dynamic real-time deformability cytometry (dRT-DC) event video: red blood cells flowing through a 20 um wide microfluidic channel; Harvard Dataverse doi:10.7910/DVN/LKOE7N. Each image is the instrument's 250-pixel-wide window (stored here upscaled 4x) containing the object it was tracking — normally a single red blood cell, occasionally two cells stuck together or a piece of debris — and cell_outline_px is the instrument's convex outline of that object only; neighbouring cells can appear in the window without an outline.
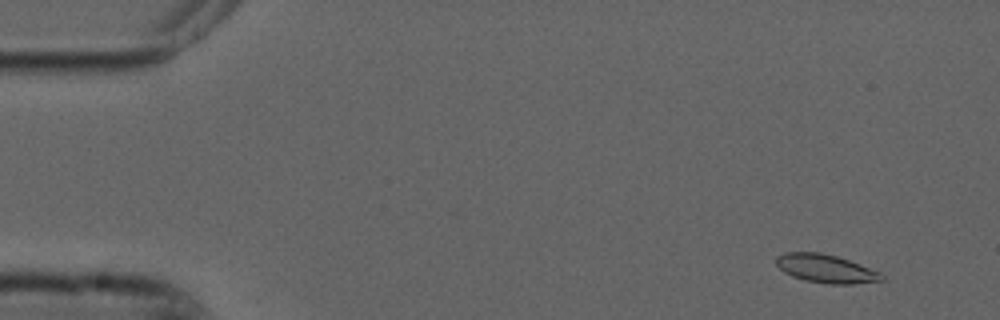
{"species": "common noctule bat (a hibernating species)", "species_latin": "Nyctalus noctula", "temperature_condition": "cold", "stored_images_in_passage": 20, "camera_frame_rate_fps": 3000, "um_per_image_px": 0.085, "animal": {"sex": "male", "forearm_length_mm": 52.5}, "frame": {"image": 1, "passage_image": 4, "time_ms": 1.0, "image_size_px": [1000, 320], "cell_outline_px": [[884, 280], [852, 284], [828, 284], [804, 280], [792, 276], [784, 272], [776, 264], [776, 256], [784, 252], [820, 252], [836, 256], [848, 260], [880, 272], [884, 276]], "centroid_in_image_um": [70.17, 22.83], "position_along_channel_um": 14.8, "area_um2": 17.4}}
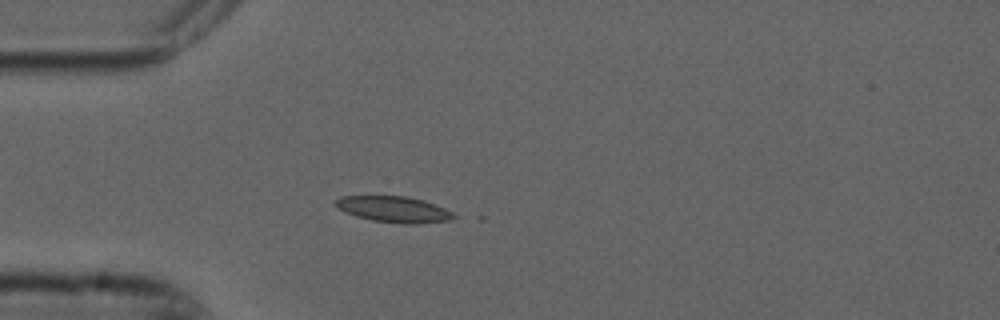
{"frame": {"image": 2, "passage_image": 15, "time_ms": 4.667, "image_size_px": [1000, 320], "cell_outline_px": [[456, 216], [448, 220], [416, 224], [404, 224], [372, 220], [356, 216], [344, 212], [336, 208], [332, 204], [340, 196], [404, 196], [424, 200], [444, 208], [452, 212]], "centroid_in_image_um": [33.41, 17.79], "position_along_channel_um": 51.6, "area_um2": 17.92}}
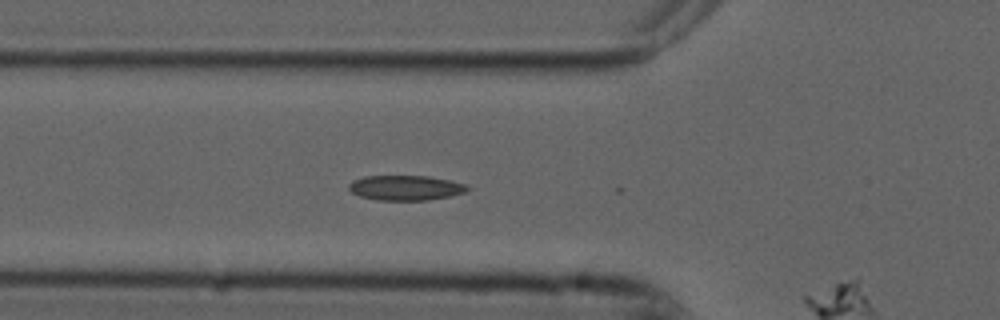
{"frame": {"image": 3, "passage_image": 19, "time_ms": 6.0, "image_size_px": [1000, 320], "cell_outline_px": [[472, 188], [464, 192], [448, 196], [428, 200], [376, 200], [360, 196], [352, 192], [348, 188], [348, 184], [352, 180], [364, 176], [428, 176], [452, 180], [468, 184]], "centroid_in_image_um": [34.49, 15.95], "position_along_channel_um": 91.3, "area_um2": 17.4}}